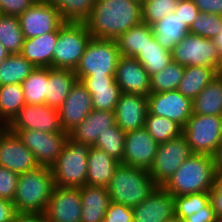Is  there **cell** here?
<instances>
[{"label":"cell","mask_w":222,"mask_h":222,"mask_svg":"<svg viewBox=\"0 0 222 222\" xmlns=\"http://www.w3.org/2000/svg\"><path fill=\"white\" fill-rule=\"evenodd\" d=\"M141 22V3L136 0H97L84 21L92 38L113 40Z\"/></svg>","instance_id":"6da1fadb"},{"label":"cell","mask_w":222,"mask_h":222,"mask_svg":"<svg viewBox=\"0 0 222 222\" xmlns=\"http://www.w3.org/2000/svg\"><path fill=\"white\" fill-rule=\"evenodd\" d=\"M55 187L51 167L19 174L13 205L16 213H45Z\"/></svg>","instance_id":"7a4b0ae2"},{"label":"cell","mask_w":222,"mask_h":222,"mask_svg":"<svg viewBox=\"0 0 222 222\" xmlns=\"http://www.w3.org/2000/svg\"><path fill=\"white\" fill-rule=\"evenodd\" d=\"M215 173L213 156L192 154L163 187L173 196L209 192L214 185Z\"/></svg>","instance_id":"3957f363"},{"label":"cell","mask_w":222,"mask_h":222,"mask_svg":"<svg viewBox=\"0 0 222 222\" xmlns=\"http://www.w3.org/2000/svg\"><path fill=\"white\" fill-rule=\"evenodd\" d=\"M157 186L147 169L119 163L107 190L111 202L134 208L147 199Z\"/></svg>","instance_id":"277c9868"},{"label":"cell","mask_w":222,"mask_h":222,"mask_svg":"<svg viewBox=\"0 0 222 222\" xmlns=\"http://www.w3.org/2000/svg\"><path fill=\"white\" fill-rule=\"evenodd\" d=\"M90 146L68 137L57 161L51 166L55 186L80 188L86 184Z\"/></svg>","instance_id":"5b68a950"},{"label":"cell","mask_w":222,"mask_h":222,"mask_svg":"<svg viewBox=\"0 0 222 222\" xmlns=\"http://www.w3.org/2000/svg\"><path fill=\"white\" fill-rule=\"evenodd\" d=\"M120 57L116 40L91 38L74 70L77 80L87 76H115Z\"/></svg>","instance_id":"8992f818"},{"label":"cell","mask_w":222,"mask_h":222,"mask_svg":"<svg viewBox=\"0 0 222 222\" xmlns=\"http://www.w3.org/2000/svg\"><path fill=\"white\" fill-rule=\"evenodd\" d=\"M91 38L84 22H64L58 28L53 68L75 70Z\"/></svg>","instance_id":"52a82bcc"},{"label":"cell","mask_w":222,"mask_h":222,"mask_svg":"<svg viewBox=\"0 0 222 222\" xmlns=\"http://www.w3.org/2000/svg\"><path fill=\"white\" fill-rule=\"evenodd\" d=\"M182 135L193 154L213 156L222 138V117L192 114Z\"/></svg>","instance_id":"ba28073f"},{"label":"cell","mask_w":222,"mask_h":222,"mask_svg":"<svg viewBox=\"0 0 222 222\" xmlns=\"http://www.w3.org/2000/svg\"><path fill=\"white\" fill-rule=\"evenodd\" d=\"M172 61L183 66H205L220 69L222 56L213 39L188 33L172 51Z\"/></svg>","instance_id":"9c48e42d"},{"label":"cell","mask_w":222,"mask_h":222,"mask_svg":"<svg viewBox=\"0 0 222 222\" xmlns=\"http://www.w3.org/2000/svg\"><path fill=\"white\" fill-rule=\"evenodd\" d=\"M192 154L187 139L183 135L161 143L148 172L158 186H163Z\"/></svg>","instance_id":"30bf717a"},{"label":"cell","mask_w":222,"mask_h":222,"mask_svg":"<svg viewBox=\"0 0 222 222\" xmlns=\"http://www.w3.org/2000/svg\"><path fill=\"white\" fill-rule=\"evenodd\" d=\"M22 143L34 154L39 166L51 167L62 152L68 139V132L45 133L38 130H18Z\"/></svg>","instance_id":"8fae6325"},{"label":"cell","mask_w":222,"mask_h":222,"mask_svg":"<svg viewBox=\"0 0 222 222\" xmlns=\"http://www.w3.org/2000/svg\"><path fill=\"white\" fill-rule=\"evenodd\" d=\"M6 127L13 133L18 130H38L45 133L63 131L59 111L45 104H25Z\"/></svg>","instance_id":"7c38bea8"},{"label":"cell","mask_w":222,"mask_h":222,"mask_svg":"<svg viewBox=\"0 0 222 222\" xmlns=\"http://www.w3.org/2000/svg\"><path fill=\"white\" fill-rule=\"evenodd\" d=\"M18 18L25 39L56 31L65 22L46 0H37Z\"/></svg>","instance_id":"4fadbf2b"},{"label":"cell","mask_w":222,"mask_h":222,"mask_svg":"<svg viewBox=\"0 0 222 222\" xmlns=\"http://www.w3.org/2000/svg\"><path fill=\"white\" fill-rule=\"evenodd\" d=\"M148 113L168 118L182 128L193 114V102L177 90L150 93L147 97Z\"/></svg>","instance_id":"5bb4252c"},{"label":"cell","mask_w":222,"mask_h":222,"mask_svg":"<svg viewBox=\"0 0 222 222\" xmlns=\"http://www.w3.org/2000/svg\"><path fill=\"white\" fill-rule=\"evenodd\" d=\"M38 166L34 154L6 127L0 134V167L22 174Z\"/></svg>","instance_id":"9a60e30c"},{"label":"cell","mask_w":222,"mask_h":222,"mask_svg":"<svg viewBox=\"0 0 222 222\" xmlns=\"http://www.w3.org/2000/svg\"><path fill=\"white\" fill-rule=\"evenodd\" d=\"M81 210L79 188L55 186L44 214L47 222H81Z\"/></svg>","instance_id":"2e32d148"},{"label":"cell","mask_w":222,"mask_h":222,"mask_svg":"<svg viewBox=\"0 0 222 222\" xmlns=\"http://www.w3.org/2000/svg\"><path fill=\"white\" fill-rule=\"evenodd\" d=\"M159 144L145 127L125 133L123 164L149 170Z\"/></svg>","instance_id":"e0dca14e"},{"label":"cell","mask_w":222,"mask_h":222,"mask_svg":"<svg viewBox=\"0 0 222 222\" xmlns=\"http://www.w3.org/2000/svg\"><path fill=\"white\" fill-rule=\"evenodd\" d=\"M133 222H169L175 218V200L163 186H157L147 199L132 208Z\"/></svg>","instance_id":"ac0fdd59"},{"label":"cell","mask_w":222,"mask_h":222,"mask_svg":"<svg viewBox=\"0 0 222 222\" xmlns=\"http://www.w3.org/2000/svg\"><path fill=\"white\" fill-rule=\"evenodd\" d=\"M93 110L92 97L80 81L72 85L62 106L58 109L62 129L71 131Z\"/></svg>","instance_id":"d6986e66"},{"label":"cell","mask_w":222,"mask_h":222,"mask_svg":"<svg viewBox=\"0 0 222 222\" xmlns=\"http://www.w3.org/2000/svg\"><path fill=\"white\" fill-rule=\"evenodd\" d=\"M114 77L121 93L139 94L145 97L151 93V77L136 58L121 56Z\"/></svg>","instance_id":"ffe728a7"},{"label":"cell","mask_w":222,"mask_h":222,"mask_svg":"<svg viewBox=\"0 0 222 222\" xmlns=\"http://www.w3.org/2000/svg\"><path fill=\"white\" fill-rule=\"evenodd\" d=\"M148 113L147 97L121 93L115 108L116 124L126 133L145 127Z\"/></svg>","instance_id":"44dd1931"},{"label":"cell","mask_w":222,"mask_h":222,"mask_svg":"<svg viewBox=\"0 0 222 222\" xmlns=\"http://www.w3.org/2000/svg\"><path fill=\"white\" fill-rule=\"evenodd\" d=\"M80 81L91 94L93 110L115 111L121 90L114 76H87Z\"/></svg>","instance_id":"7402d4cb"},{"label":"cell","mask_w":222,"mask_h":222,"mask_svg":"<svg viewBox=\"0 0 222 222\" xmlns=\"http://www.w3.org/2000/svg\"><path fill=\"white\" fill-rule=\"evenodd\" d=\"M116 125L115 111L92 110L85 119L68 132L70 139L94 147L98 135Z\"/></svg>","instance_id":"603a6c76"},{"label":"cell","mask_w":222,"mask_h":222,"mask_svg":"<svg viewBox=\"0 0 222 222\" xmlns=\"http://www.w3.org/2000/svg\"><path fill=\"white\" fill-rule=\"evenodd\" d=\"M81 222H103L111 198L107 187L85 184L80 187Z\"/></svg>","instance_id":"cb8c5ba5"},{"label":"cell","mask_w":222,"mask_h":222,"mask_svg":"<svg viewBox=\"0 0 222 222\" xmlns=\"http://www.w3.org/2000/svg\"><path fill=\"white\" fill-rule=\"evenodd\" d=\"M58 40V29L39 37L24 40L20 54L35 67L53 68V53Z\"/></svg>","instance_id":"d4e9b609"},{"label":"cell","mask_w":222,"mask_h":222,"mask_svg":"<svg viewBox=\"0 0 222 222\" xmlns=\"http://www.w3.org/2000/svg\"><path fill=\"white\" fill-rule=\"evenodd\" d=\"M118 164L119 162L105 151L90 147L87 161L86 184L107 187Z\"/></svg>","instance_id":"484cf974"},{"label":"cell","mask_w":222,"mask_h":222,"mask_svg":"<svg viewBox=\"0 0 222 222\" xmlns=\"http://www.w3.org/2000/svg\"><path fill=\"white\" fill-rule=\"evenodd\" d=\"M77 77L74 70L48 68V84L45 105L59 109L67 98Z\"/></svg>","instance_id":"4316f807"},{"label":"cell","mask_w":222,"mask_h":222,"mask_svg":"<svg viewBox=\"0 0 222 222\" xmlns=\"http://www.w3.org/2000/svg\"><path fill=\"white\" fill-rule=\"evenodd\" d=\"M151 28L157 42L169 51L189 33L185 22L175 12L152 24Z\"/></svg>","instance_id":"83f0119b"},{"label":"cell","mask_w":222,"mask_h":222,"mask_svg":"<svg viewBox=\"0 0 222 222\" xmlns=\"http://www.w3.org/2000/svg\"><path fill=\"white\" fill-rule=\"evenodd\" d=\"M192 102L193 114L222 117V76L218 74Z\"/></svg>","instance_id":"f1b7e54d"},{"label":"cell","mask_w":222,"mask_h":222,"mask_svg":"<svg viewBox=\"0 0 222 222\" xmlns=\"http://www.w3.org/2000/svg\"><path fill=\"white\" fill-rule=\"evenodd\" d=\"M217 75L218 72L214 68L185 66V72L177 91L193 101Z\"/></svg>","instance_id":"f546056e"},{"label":"cell","mask_w":222,"mask_h":222,"mask_svg":"<svg viewBox=\"0 0 222 222\" xmlns=\"http://www.w3.org/2000/svg\"><path fill=\"white\" fill-rule=\"evenodd\" d=\"M154 36L149 24L141 22L133 26L116 40L121 56L135 58Z\"/></svg>","instance_id":"4dcf8cb0"},{"label":"cell","mask_w":222,"mask_h":222,"mask_svg":"<svg viewBox=\"0 0 222 222\" xmlns=\"http://www.w3.org/2000/svg\"><path fill=\"white\" fill-rule=\"evenodd\" d=\"M135 58L151 77L172 62V53L163 48L153 36L150 40H147L143 50Z\"/></svg>","instance_id":"1f68e13d"},{"label":"cell","mask_w":222,"mask_h":222,"mask_svg":"<svg viewBox=\"0 0 222 222\" xmlns=\"http://www.w3.org/2000/svg\"><path fill=\"white\" fill-rule=\"evenodd\" d=\"M35 68L21 54H10L0 64V86L21 84Z\"/></svg>","instance_id":"d6a6232c"},{"label":"cell","mask_w":222,"mask_h":222,"mask_svg":"<svg viewBox=\"0 0 222 222\" xmlns=\"http://www.w3.org/2000/svg\"><path fill=\"white\" fill-rule=\"evenodd\" d=\"M26 104L21 84L0 86V120L7 126Z\"/></svg>","instance_id":"836d02e7"},{"label":"cell","mask_w":222,"mask_h":222,"mask_svg":"<svg viewBox=\"0 0 222 222\" xmlns=\"http://www.w3.org/2000/svg\"><path fill=\"white\" fill-rule=\"evenodd\" d=\"M48 84V68L36 67L21 83L26 104H45Z\"/></svg>","instance_id":"e575fe53"},{"label":"cell","mask_w":222,"mask_h":222,"mask_svg":"<svg viewBox=\"0 0 222 222\" xmlns=\"http://www.w3.org/2000/svg\"><path fill=\"white\" fill-rule=\"evenodd\" d=\"M175 218L186 220L198 211H214L209 192L174 196Z\"/></svg>","instance_id":"d590c367"},{"label":"cell","mask_w":222,"mask_h":222,"mask_svg":"<svg viewBox=\"0 0 222 222\" xmlns=\"http://www.w3.org/2000/svg\"><path fill=\"white\" fill-rule=\"evenodd\" d=\"M19 18L0 15V43L10 54H20L24 44Z\"/></svg>","instance_id":"8d00e7d4"},{"label":"cell","mask_w":222,"mask_h":222,"mask_svg":"<svg viewBox=\"0 0 222 222\" xmlns=\"http://www.w3.org/2000/svg\"><path fill=\"white\" fill-rule=\"evenodd\" d=\"M60 13L65 22H84L97 0H46Z\"/></svg>","instance_id":"74e56055"},{"label":"cell","mask_w":222,"mask_h":222,"mask_svg":"<svg viewBox=\"0 0 222 222\" xmlns=\"http://www.w3.org/2000/svg\"><path fill=\"white\" fill-rule=\"evenodd\" d=\"M185 66L172 61L162 71L151 76L150 92L160 93L165 91L177 90L183 75Z\"/></svg>","instance_id":"f35d334b"},{"label":"cell","mask_w":222,"mask_h":222,"mask_svg":"<svg viewBox=\"0 0 222 222\" xmlns=\"http://www.w3.org/2000/svg\"><path fill=\"white\" fill-rule=\"evenodd\" d=\"M145 128L158 143H164L182 135L183 128L176 122L147 113Z\"/></svg>","instance_id":"ab89813d"},{"label":"cell","mask_w":222,"mask_h":222,"mask_svg":"<svg viewBox=\"0 0 222 222\" xmlns=\"http://www.w3.org/2000/svg\"><path fill=\"white\" fill-rule=\"evenodd\" d=\"M125 132L116 124L98 135L95 148L105 151L119 163L123 162Z\"/></svg>","instance_id":"60d3db41"},{"label":"cell","mask_w":222,"mask_h":222,"mask_svg":"<svg viewBox=\"0 0 222 222\" xmlns=\"http://www.w3.org/2000/svg\"><path fill=\"white\" fill-rule=\"evenodd\" d=\"M178 0H144L141 4L142 22L150 26L174 13Z\"/></svg>","instance_id":"b9f144b4"},{"label":"cell","mask_w":222,"mask_h":222,"mask_svg":"<svg viewBox=\"0 0 222 222\" xmlns=\"http://www.w3.org/2000/svg\"><path fill=\"white\" fill-rule=\"evenodd\" d=\"M221 30L222 16L206 12H199L189 29V33L208 39H214Z\"/></svg>","instance_id":"7bdbcfd3"},{"label":"cell","mask_w":222,"mask_h":222,"mask_svg":"<svg viewBox=\"0 0 222 222\" xmlns=\"http://www.w3.org/2000/svg\"><path fill=\"white\" fill-rule=\"evenodd\" d=\"M18 177L19 174L7 168L0 167V198L13 202L16 193Z\"/></svg>","instance_id":"ee69618b"},{"label":"cell","mask_w":222,"mask_h":222,"mask_svg":"<svg viewBox=\"0 0 222 222\" xmlns=\"http://www.w3.org/2000/svg\"><path fill=\"white\" fill-rule=\"evenodd\" d=\"M103 222H133L132 208L111 202L104 216Z\"/></svg>","instance_id":"f6af8a7d"},{"label":"cell","mask_w":222,"mask_h":222,"mask_svg":"<svg viewBox=\"0 0 222 222\" xmlns=\"http://www.w3.org/2000/svg\"><path fill=\"white\" fill-rule=\"evenodd\" d=\"M175 13L178 14L179 18L185 22L187 28L190 29L199 14V9L193 0H178Z\"/></svg>","instance_id":"bcb514c9"},{"label":"cell","mask_w":222,"mask_h":222,"mask_svg":"<svg viewBox=\"0 0 222 222\" xmlns=\"http://www.w3.org/2000/svg\"><path fill=\"white\" fill-rule=\"evenodd\" d=\"M37 0H0V13L2 15L19 17Z\"/></svg>","instance_id":"7dc6e473"},{"label":"cell","mask_w":222,"mask_h":222,"mask_svg":"<svg viewBox=\"0 0 222 222\" xmlns=\"http://www.w3.org/2000/svg\"><path fill=\"white\" fill-rule=\"evenodd\" d=\"M199 12L222 16V0H193Z\"/></svg>","instance_id":"c3c4849f"},{"label":"cell","mask_w":222,"mask_h":222,"mask_svg":"<svg viewBox=\"0 0 222 222\" xmlns=\"http://www.w3.org/2000/svg\"><path fill=\"white\" fill-rule=\"evenodd\" d=\"M16 211L11 201L0 198V222H11Z\"/></svg>","instance_id":"681fc988"},{"label":"cell","mask_w":222,"mask_h":222,"mask_svg":"<svg viewBox=\"0 0 222 222\" xmlns=\"http://www.w3.org/2000/svg\"><path fill=\"white\" fill-rule=\"evenodd\" d=\"M212 207L218 221L222 220V193H220L214 186L209 191Z\"/></svg>","instance_id":"f907efd6"},{"label":"cell","mask_w":222,"mask_h":222,"mask_svg":"<svg viewBox=\"0 0 222 222\" xmlns=\"http://www.w3.org/2000/svg\"><path fill=\"white\" fill-rule=\"evenodd\" d=\"M11 222H47L43 213H16Z\"/></svg>","instance_id":"816d5d0a"},{"label":"cell","mask_w":222,"mask_h":222,"mask_svg":"<svg viewBox=\"0 0 222 222\" xmlns=\"http://www.w3.org/2000/svg\"><path fill=\"white\" fill-rule=\"evenodd\" d=\"M185 222H219L214 211H198L188 217Z\"/></svg>","instance_id":"f5cc1de1"},{"label":"cell","mask_w":222,"mask_h":222,"mask_svg":"<svg viewBox=\"0 0 222 222\" xmlns=\"http://www.w3.org/2000/svg\"><path fill=\"white\" fill-rule=\"evenodd\" d=\"M214 167L216 172H222V138L216 149V152L213 155Z\"/></svg>","instance_id":"db71d44e"},{"label":"cell","mask_w":222,"mask_h":222,"mask_svg":"<svg viewBox=\"0 0 222 222\" xmlns=\"http://www.w3.org/2000/svg\"><path fill=\"white\" fill-rule=\"evenodd\" d=\"M220 193H222V172H216L213 185Z\"/></svg>","instance_id":"11a10c76"},{"label":"cell","mask_w":222,"mask_h":222,"mask_svg":"<svg viewBox=\"0 0 222 222\" xmlns=\"http://www.w3.org/2000/svg\"><path fill=\"white\" fill-rule=\"evenodd\" d=\"M213 40L215 42V45L217 46L218 52L222 56V30Z\"/></svg>","instance_id":"9f6ffc18"},{"label":"cell","mask_w":222,"mask_h":222,"mask_svg":"<svg viewBox=\"0 0 222 222\" xmlns=\"http://www.w3.org/2000/svg\"><path fill=\"white\" fill-rule=\"evenodd\" d=\"M10 53L4 48V46L0 43V64L6 59Z\"/></svg>","instance_id":"6f0895ef"},{"label":"cell","mask_w":222,"mask_h":222,"mask_svg":"<svg viewBox=\"0 0 222 222\" xmlns=\"http://www.w3.org/2000/svg\"><path fill=\"white\" fill-rule=\"evenodd\" d=\"M6 125L4 123H0V134L5 130Z\"/></svg>","instance_id":"680465c9"},{"label":"cell","mask_w":222,"mask_h":222,"mask_svg":"<svg viewBox=\"0 0 222 222\" xmlns=\"http://www.w3.org/2000/svg\"><path fill=\"white\" fill-rule=\"evenodd\" d=\"M172 222H185L184 220H181V219H178V218H174L173 220H172Z\"/></svg>","instance_id":"91938a15"},{"label":"cell","mask_w":222,"mask_h":222,"mask_svg":"<svg viewBox=\"0 0 222 222\" xmlns=\"http://www.w3.org/2000/svg\"><path fill=\"white\" fill-rule=\"evenodd\" d=\"M218 74L222 76V62H221V66H220V69L218 71Z\"/></svg>","instance_id":"94428289"},{"label":"cell","mask_w":222,"mask_h":222,"mask_svg":"<svg viewBox=\"0 0 222 222\" xmlns=\"http://www.w3.org/2000/svg\"><path fill=\"white\" fill-rule=\"evenodd\" d=\"M136 1L140 2L141 4L144 2V0H136Z\"/></svg>","instance_id":"6125c7cd"}]
</instances>
